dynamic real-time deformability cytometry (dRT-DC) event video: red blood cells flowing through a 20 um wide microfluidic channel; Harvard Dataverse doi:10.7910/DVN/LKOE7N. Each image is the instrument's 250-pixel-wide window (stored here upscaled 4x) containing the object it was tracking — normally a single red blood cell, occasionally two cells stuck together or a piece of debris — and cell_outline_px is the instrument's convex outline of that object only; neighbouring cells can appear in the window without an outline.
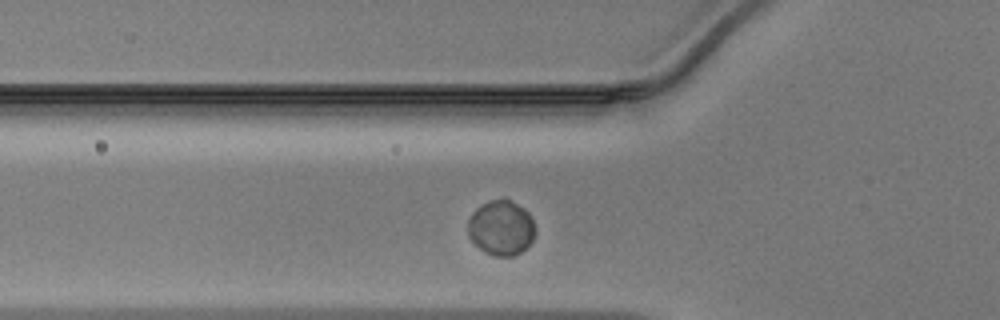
{"species": "Egyptian fruit bat (a non-hibernating species)", "species_latin": "Rousettus aegyptiacus", "temperature_condition": "warm", "stored_images_in_passage": 37, "camera_frame_rate_fps": 3000, "um_per_image_px": 0.085, "animal": {"sex": "male"}, "frame": {"image": 1, "passage_image": 4, "time_ms": 1.0, "image_size_px": [1000, 320], "cell_outline_px": [[536, 232], [532, 240], [520, 252], [512, 256], [492, 256], [484, 252], [468, 236], [468, 220], [472, 212], [476, 208], [488, 200], [504, 196], [524, 208], [528, 212], [536, 228]], "centroid_in_image_um": [42.59, 19.33], "position_along_channel_um": 83.2, "area_um2": 21.85}}
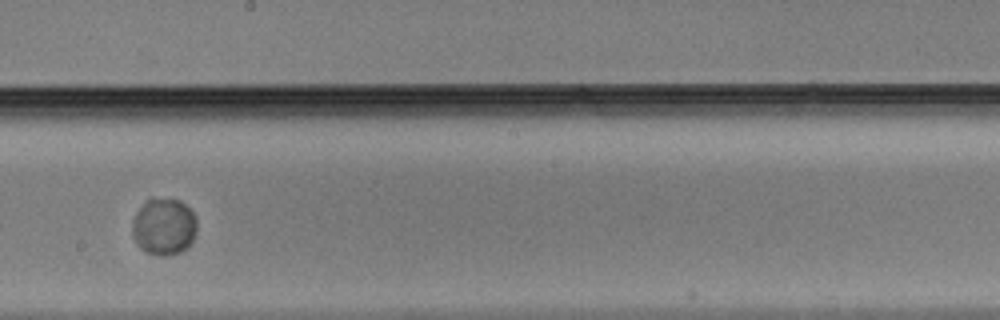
{"frame": {"image": 2, "passage_image": 15, "time_ms": 4.667, "image_size_px": [1000, 320], "cell_outline_px": [[196, 232], [188, 248], [180, 252], [164, 256], [160, 256], [148, 252], [140, 248], [136, 244], [132, 236], [132, 228], [136, 212], [148, 200], [180, 200], [196, 216]], "centroid_in_image_um": [13.94, 19.31], "position_along_channel_um": 234.3, "area_um2": 21.1}}
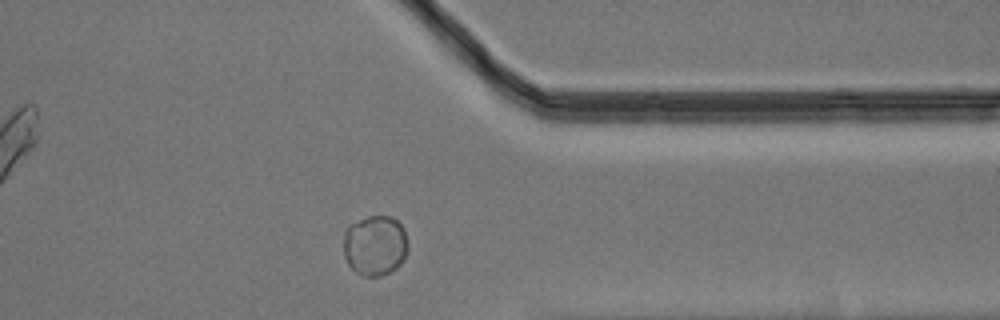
{"frame": {"image": 3, "passage_image": 26, "time_ms": 8.333, "image_size_px": [1000, 320], "cell_outline_px": [[408, 248], [400, 264], [396, 268], [380, 276], [360, 276], [348, 264], [344, 256], [344, 232], [348, 224], [368, 216], [388, 216], [396, 220], [404, 228], [408, 240]], "centroid_in_image_um": [31.86, 20.85], "position_along_channel_um": 379.5, "area_um2": 22.83}}